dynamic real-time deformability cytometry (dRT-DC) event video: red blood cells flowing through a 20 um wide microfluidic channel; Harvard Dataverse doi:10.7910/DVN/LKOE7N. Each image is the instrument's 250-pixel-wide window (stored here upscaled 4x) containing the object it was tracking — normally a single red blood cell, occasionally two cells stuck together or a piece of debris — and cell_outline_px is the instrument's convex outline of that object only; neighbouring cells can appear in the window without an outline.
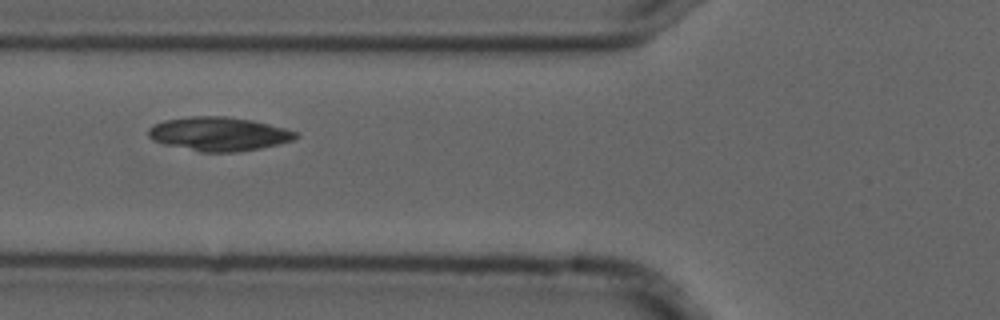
{"species": "common noctule bat (a hibernating species)", "species_latin": "Nyctalus noctula", "temperature_condition": "cold", "stored_images_in_passage": 8, "camera_frame_rate_fps": 3000, "um_per_image_px": 0.085, "animal": {"sex": "male", "forearm_length_mm": 52.5}, "frame": {"image": 1, "passage_image": 4, "time_ms": 1.0, "image_size_px": [1000, 320], "cell_outline_px": [[300, 136], [292, 140], [260, 148], [236, 152], [200, 152], [164, 144], [152, 140], [148, 136], [148, 128], [164, 120], [192, 116], [224, 116], [252, 120], [300, 132]], "centroid_in_image_um": [18.6, 11.38], "position_along_channel_um": 107.2, "area_um2": 29.02}}
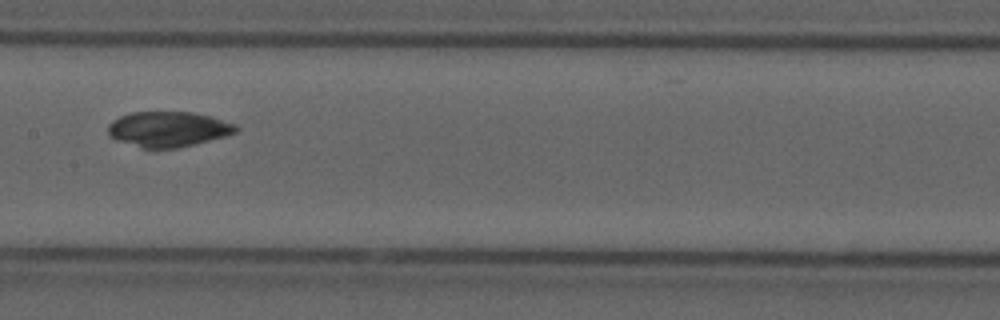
{"frame": {"image": 2, "passage_image": 6, "time_ms": 1.667, "image_size_px": [1000, 320], "cell_outline_px": [[240, 128], [236, 132], [224, 136], [176, 148], [140, 148], [116, 140], [108, 132], [108, 124], [112, 120], [120, 116], [132, 112], [192, 112], [212, 116], [236, 124]], "centroid_in_image_um": [14.29, 10.97], "position_along_channel_um": 193.1, "area_um2": 26.24}}
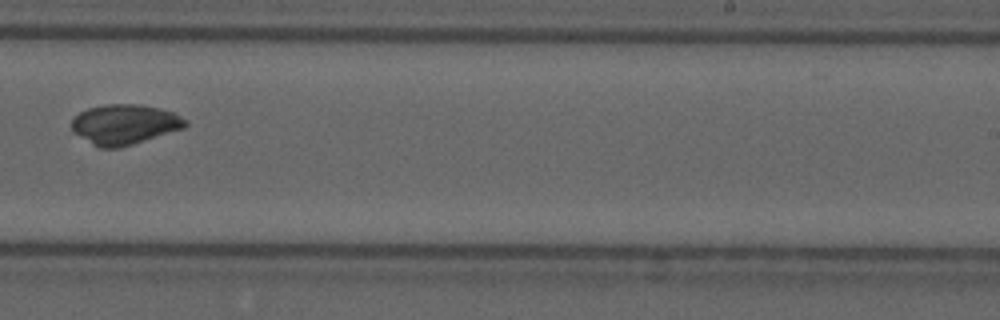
{"frame": {"image": 3, "passage_image": 8, "time_ms": 2.333, "image_size_px": [1000, 320], "cell_outline_px": [[188, 124], [184, 128], [120, 148], [100, 148], [92, 144], [72, 132], [72, 120], [80, 112], [88, 108], [104, 104], [140, 104], [160, 108], [172, 112], [188, 120]], "centroid_in_image_um": [10.59, 10.57], "position_along_channel_um": 278.4, "area_um2": 26.59}}